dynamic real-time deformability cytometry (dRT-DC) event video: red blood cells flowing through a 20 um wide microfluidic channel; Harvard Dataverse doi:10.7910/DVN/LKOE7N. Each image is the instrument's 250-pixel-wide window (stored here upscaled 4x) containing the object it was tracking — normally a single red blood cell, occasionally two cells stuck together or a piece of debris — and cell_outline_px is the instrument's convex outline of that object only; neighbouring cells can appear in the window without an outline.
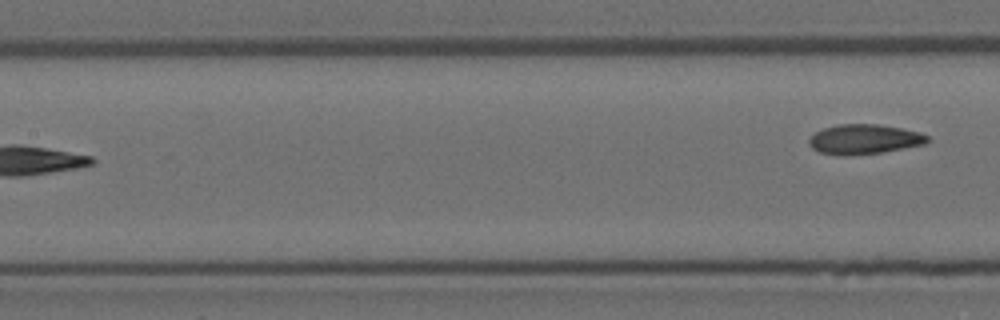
{"species": "Egyptian fruit bat (a non-hibernating species)", "species_latin": "Rousettus aegyptiacus", "temperature_condition": "room temperature", "stored_images_in_passage": 7, "segment_of_instrument_passage": [2, 2], "camera_frame_rate_fps": 3000, "um_per_image_px": 0.085, "animal": {"sex": "female"}, "frame": {"image": 1, "passage_image": 7, "time_ms": 2.0, "image_size_px": [1000, 320], "cell_outline_px": [[932, 140], [928, 144], [880, 152], [844, 156], [820, 152], [812, 148], [808, 144], [808, 140], [816, 132], [824, 128], [836, 124], [876, 124], [900, 128], [920, 132], [928, 136]], "centroid_in_image_um": [73.49, 11.83], "position_along_channel_um": 133.9, "area_um2": 20.58}}